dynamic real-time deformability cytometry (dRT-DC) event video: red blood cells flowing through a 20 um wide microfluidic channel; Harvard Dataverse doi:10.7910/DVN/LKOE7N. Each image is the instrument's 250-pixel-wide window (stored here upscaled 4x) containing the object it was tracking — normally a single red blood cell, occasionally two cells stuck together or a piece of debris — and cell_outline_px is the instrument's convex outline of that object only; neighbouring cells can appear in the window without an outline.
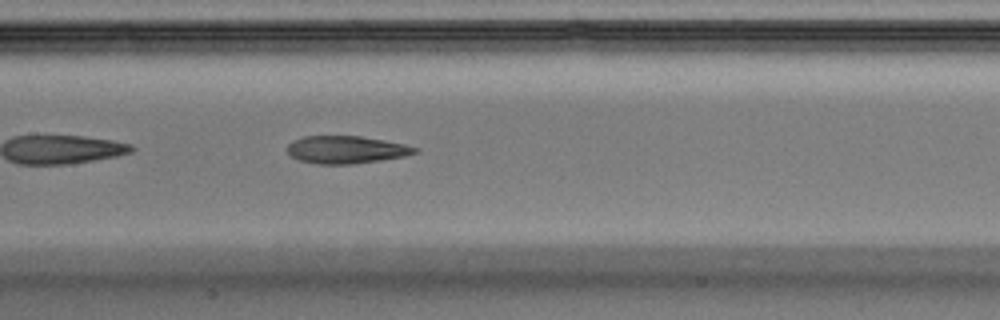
{"species": "Egyptian fruit bat (a non-hibernating species)", "species_latin": "Rousettus aegyptiacus", "temperature_condition": "warm", "stored_images_in_passage": 29, "camera_frame_rate_fps": 3000, "um_per_image_px": 0.085, "animal": {"sex": "male"}, "frame": {"image": 1, "passage_image": 9, "time_ms": 2.667, "image_size_px": [1000, 320], "cell_outline_px": [[420, 148], [416, 152], [404, 156], [380, 160], [352, 164], [316, 164], [300, 160], [292, 156], [284, 148], [292, 140], [304, 136], [360, 136], [384, 140], [404, 144]], "centroid_in_image_um": [29.39, 12.72], "position_along_channel_um": 178.0, "area_um2": 20.52}}